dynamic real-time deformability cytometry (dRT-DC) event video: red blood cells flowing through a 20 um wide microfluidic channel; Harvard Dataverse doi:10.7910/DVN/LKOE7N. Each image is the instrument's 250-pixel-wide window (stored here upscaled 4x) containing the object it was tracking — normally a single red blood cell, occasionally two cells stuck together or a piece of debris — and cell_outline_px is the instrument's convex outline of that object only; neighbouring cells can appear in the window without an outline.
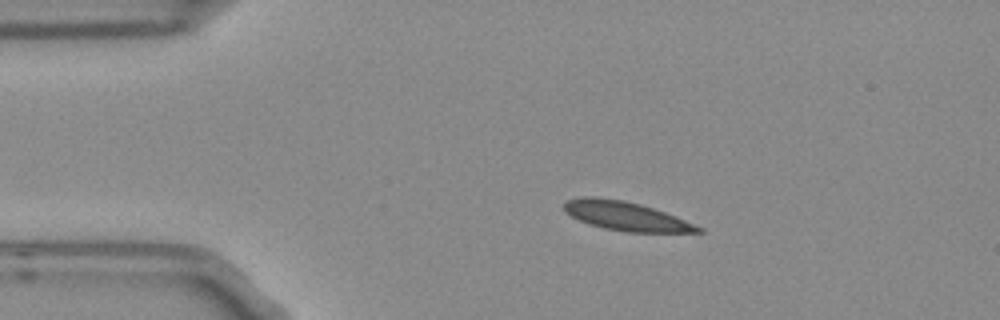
{"species": "Egyptian fruit bat (a non-hibernating species)", "species_latin": "Rousettus aegyptiacus", "temperature_condition": "room temperature", "stored_images_in_passage": 4, "camera_frame_rate_fps": 3000, "um_per_image_px": 0.085, "frame": {"image": 1, "passage_image": 2, "time_ms": 0.333, "image_size_px": [1000, 320], "cell_outline_px": [[704, 232], [628, 232], [604, 228], [588, 224], [564, 212], [564, 204], [568, 200], [580, 196], [596, 196], [624, 200], [640, 204], [664, 212], [704, 228]], "centroid_in_image_um": [53.17, 18.36], "position_along_channel_um": 31.8, "area_um2": 22.48}}
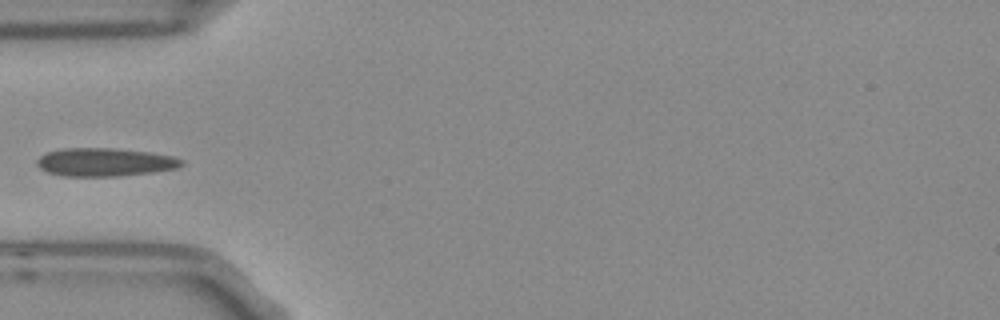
{"frame": {"image": 2, "passage_image": 4, "time_ms": 1.0, "image_size_px": [1000, 320], "cell_outline_px": [[184, 164], [176, 168], [152, 172], [120, 176], [64, 176], [48, 172], [40, 168], [36, 164], [36, 160], [40, 156], [48, 152], [64, 148], [112, 148], [152, 152], [176, 156], [184, 160]], "centroid_in_image_um": [8.95, 13.78], "position_along_channel_um": 76.1, "area_um2": 23.93}}